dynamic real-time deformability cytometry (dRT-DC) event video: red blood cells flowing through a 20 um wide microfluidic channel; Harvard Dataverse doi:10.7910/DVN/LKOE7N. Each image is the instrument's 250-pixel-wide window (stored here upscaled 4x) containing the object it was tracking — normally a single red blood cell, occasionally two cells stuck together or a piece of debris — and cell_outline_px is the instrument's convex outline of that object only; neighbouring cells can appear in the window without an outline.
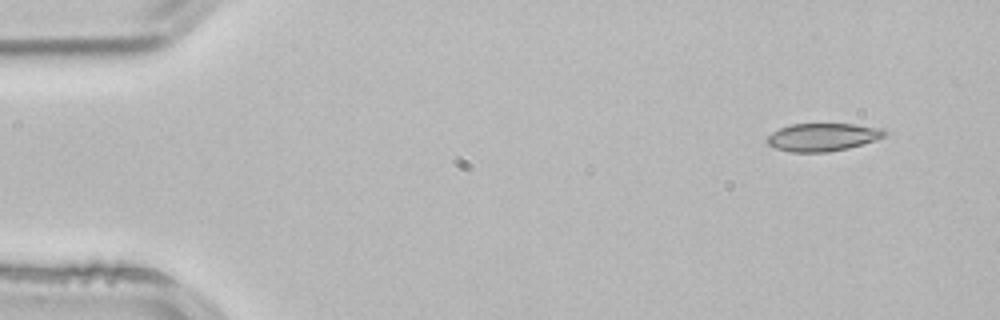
{"species": "common noctule bat (a hibernating species)", "species_latin": "Nyctalus noctula", "temperature_condition": "room temperature", "stored_images_in_passage": 3, "camera_frame_rate_fps": 3000, "um_per_image_px": 0.085, "animal": {"sex": "male", "body_mass_g": 21.5, "forearm_length_mm": 52.0}, "frame": {"image": 1, "passage_image": 1, "time_ms": 0.0, "image_size_px": [1000, 320], "cell_outline_px": [[888, 132], [884, 136], [876, 140], [848, 148], [828, 152], [792, 152], [776, 148], [768, 144], [764, 140], [772, 132], [780, 128], [792, 124], [852, 124], [884, 128]], "centroid_in_image_um": [69.93, 11.65], "position_along_channel_um": 15.1, "area_um2": 19.13}}